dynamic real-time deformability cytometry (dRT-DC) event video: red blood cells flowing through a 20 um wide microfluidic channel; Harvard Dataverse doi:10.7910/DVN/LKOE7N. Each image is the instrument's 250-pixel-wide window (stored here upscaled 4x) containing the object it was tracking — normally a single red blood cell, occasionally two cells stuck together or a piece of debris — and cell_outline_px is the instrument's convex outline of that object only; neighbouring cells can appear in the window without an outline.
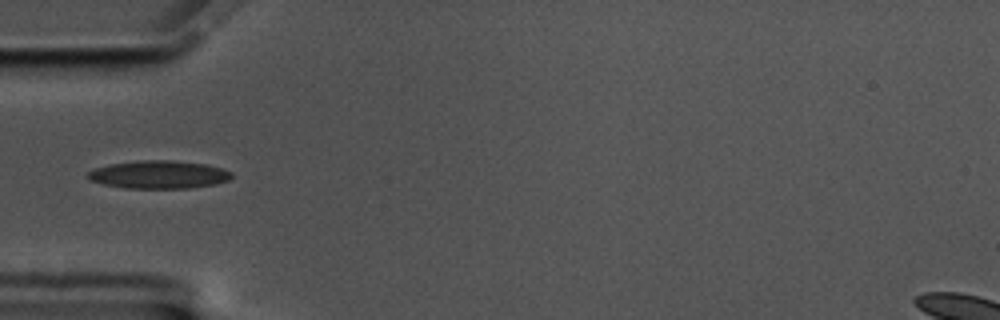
{"species": "common noctule bat (a hibernating species)", "species_latin": "Nyctalus noctula", "temperature_condition": "cold", "stored_images_in_passage": 35, "camera_frame_rate_fps": 3000, "um_per_image_px": 0.085, "animal": {"sex": "male", "body_mass_g": 17.5, "forearm_length_mm": 52.3}, "frame": {"image": 1, "passage_image": 1, "time_ms": 0.0, "image_size_px": [1000, 320], "cell_outline_px": [[232, 176], [228, 180], [216, 184], [188, 188], [124, 188], [104, 184], [88, 180], [84, 176], [88, 172], [96, 168], [108, 164], [136, 160], [172, 160], [208, 164], [224, 168], [232, 172]], "centroid_in_image_um": [13.49, 14.83], "position_along_channel_um": 71.5, "area_um2": 23.76}}
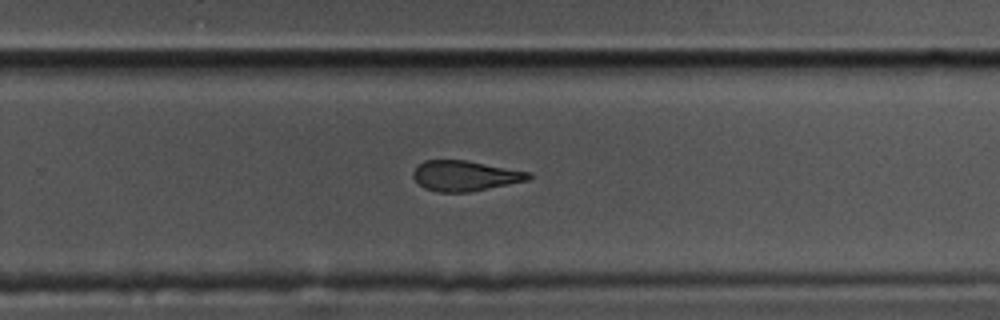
{"frame": {"image": 2, "passage_image": 20, "time_ms": 6.333, "image_size_px": [1000, 320], "cell_outline_px": [[532, 176], [528, 180], [468, 192], [436, 192], [424, 188], [412, 176], [412, 172], [424, 160], [468, 160], [532, 172]], "centroid_in_image_um": [39.54, 14.93], "position_along_channel_um": 290.3, "area_um2": 20.4}}
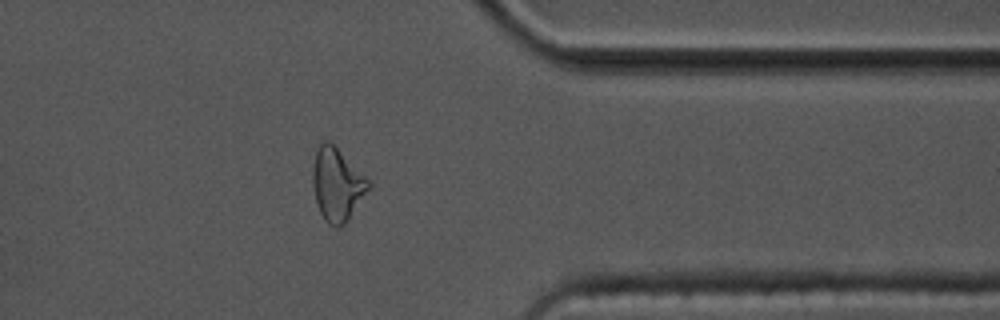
{"frame": {"image": 3, "passage_image": 29, "time_ms": 9.333, "image_size_px": [1000, 320], "cell_outline_px": [[372, 188], [348, 220], [340, 228], [336, 228], [328, 224], [324, 220], [320, 212], [316, 200], [312, 184], [312, 168], [316, 148], [324, 140], [328, 140], [372, 184]], "centroid_in_image_um": [28.65, 15.73], "position_along_channel_um": 382.8, "area_um2": 23.7}}